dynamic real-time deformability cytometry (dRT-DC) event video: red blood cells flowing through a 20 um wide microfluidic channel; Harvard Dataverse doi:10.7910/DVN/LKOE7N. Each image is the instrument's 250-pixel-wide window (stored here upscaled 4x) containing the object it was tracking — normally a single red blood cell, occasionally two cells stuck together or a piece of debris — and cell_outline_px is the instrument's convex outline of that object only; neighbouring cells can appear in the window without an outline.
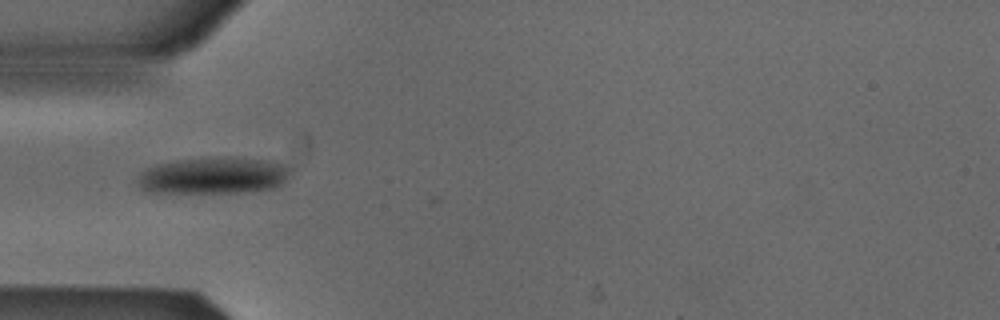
{"species": "Egyptian fruit bat (a non-hibernating species)", "species_latin": "Rousettus aegyptiacus", "temperature_condition": "cold", "stored_images_in_passage": 35, "camera_frame_rate_fps": 3000, "um_per_image_px": 0.085, "animal": {"sex": "male"}, "frame": {"image": 1, "passage_image": 1, "time_ms": 0.0, "image_size_px": [1000, 320], "cell_outline_px": [[288, 172], [284, 180], [276, 188], [244, 192], [148, 192], [136, 180], [140, 172], [144, 168], [156, 164], [176, 160], [260, 160], [280, 164], [288, 168]], "centroid_in_image_um": [18.03, 14.97], "position_along_channel_um": 67.0, "area_um2": 31.04}}
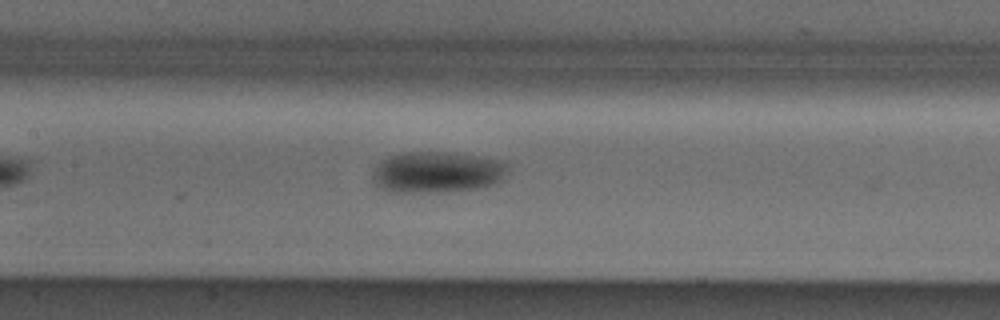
{"frame": {"image": 2, "passage_image": 9, "time_ms": 2.667, "image_size_px": [1000, 320], "cell_outline_px": [[508, 168], [504, 176], [496, 184], [484, 188], [444, 192], [388, 192], [380, 188], [376, 184], [372, 176], [380, 160], [388, 156], [404, 152], [448, 152], [500, 160], [508, 164]], "centroid_in_image_um": [37.15, 14.65], "position_along_channel_um": 170.2, "area_um2": 32.71}}
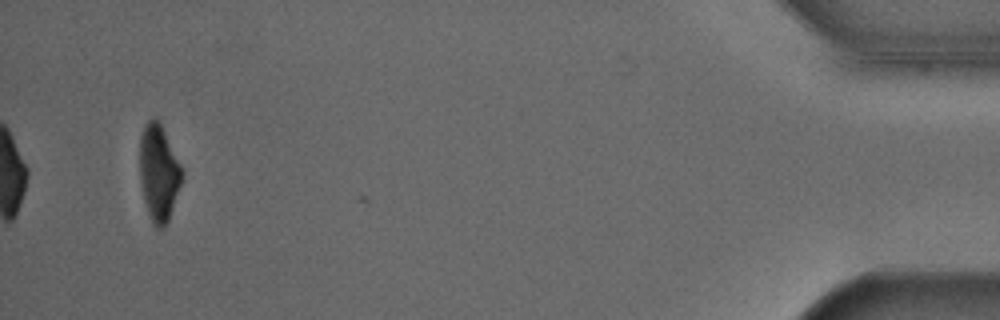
{"frame": {"image": 3, "passage_image": 35, "time_ms": 11.333, "image_size_px": [1000, 320], "cell_outline_px": [[184, 172], [168, 220], [164, 228], [156, 228], [148, 212], [144, 200], [140, 184], [140, 136], [144, 124], [152, 116], [156, 116], [160, 120]], "centroid_in_image_um": [13.48, 14.6], "position_along_channel_um": 421.7, "area_um2": 23.76}}